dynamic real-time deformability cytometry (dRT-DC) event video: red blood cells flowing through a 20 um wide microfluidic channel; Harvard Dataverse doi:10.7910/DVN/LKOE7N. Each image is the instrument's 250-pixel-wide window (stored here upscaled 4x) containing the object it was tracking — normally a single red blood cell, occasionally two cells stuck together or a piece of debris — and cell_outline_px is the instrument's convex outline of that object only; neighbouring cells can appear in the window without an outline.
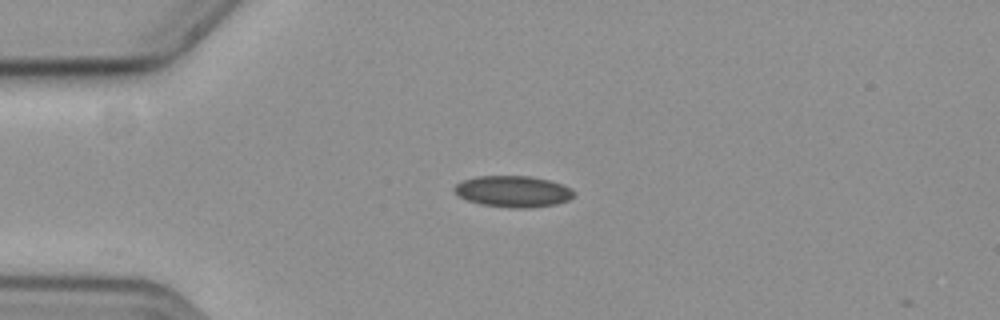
{"species": "common noctule bat (a hibernating species)", "species_latin": "Nyctalus noctula", "temperature_condition": "cold", "stored_images_in_passage": 28, "camera_frame_rate_fps": 3000, "um_per_image_px": 0.085, "animal": {"sex": "female", "body_mass_g": 19.3, "forearm_length_mm": 54.1}, "frame": {"image": 1, "passage_image": 1, "time_ms": 0.0, "image_size_px": [1000, 320], "cell_outline_px": [[576, 192], [568, 200], [556, 204], [528, 208], [512, 208], [480, 204], [468, 200], [460, 196], [452, 188], [456, 184], [464, 180], [476, 176], [532, 176], [548, 180], [572, 188]], "centroid_in_image_um": [43.62, 16.27], "position_along_channel_um": 41.4, "area_um2": 21.73}}
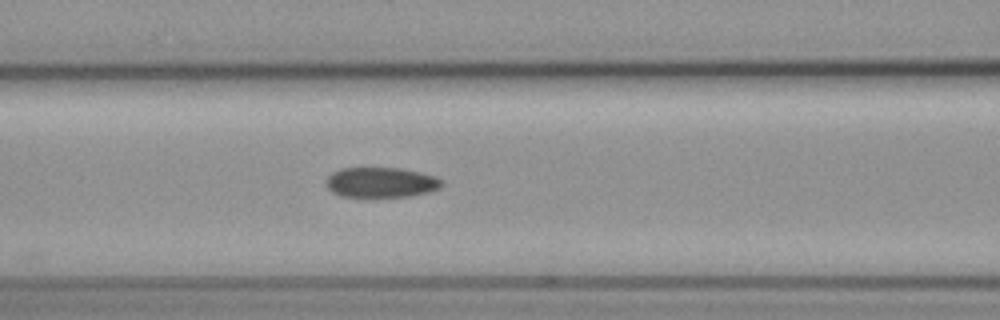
{"frame": {"image": 2, "passage_image": 11, "time_ms": 3.333, "image_size_px": [1000, 320], "cell_outline_px": [[444, 184], [440, 188], [428, 192], [408, 196], [344, 196], [332, 192], [328, 188], [328, 176], [332, 172], [340, 168], [400, 168], [420, 172], [436, 176]], "centroid_in_image_um": [32.42, 15.49], "position_along_channel_um": 134.2, "area_um2": 20.06}}
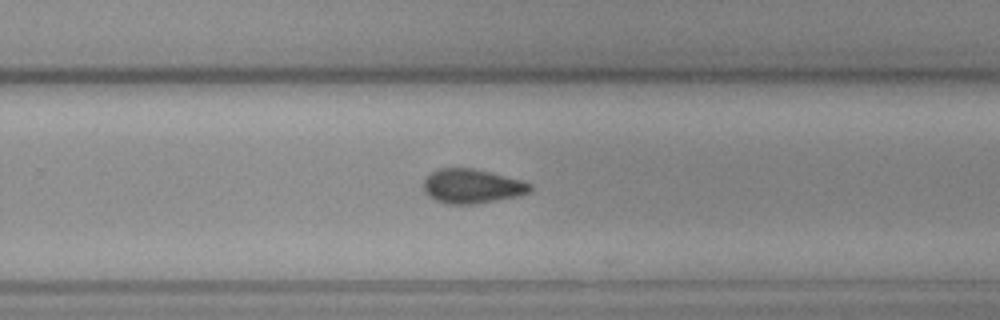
{"frame": {"image": 3, "passage_image": 24, "time_ms": 7.667, "image_size_px": [1000, 320], "cell_outline_px": [[532, 188], [528, 192], [516, 196], [476, 204], [444, 204], [428, 196], [424, 192], [424, 180], [432, 172], [440, 168], [472, 168], [520, 180], [532, 184]], "centroid_in_image_um": [40.08, 15.84], "position_along_channel_um": 289.7, "area_um2": 21.04}}